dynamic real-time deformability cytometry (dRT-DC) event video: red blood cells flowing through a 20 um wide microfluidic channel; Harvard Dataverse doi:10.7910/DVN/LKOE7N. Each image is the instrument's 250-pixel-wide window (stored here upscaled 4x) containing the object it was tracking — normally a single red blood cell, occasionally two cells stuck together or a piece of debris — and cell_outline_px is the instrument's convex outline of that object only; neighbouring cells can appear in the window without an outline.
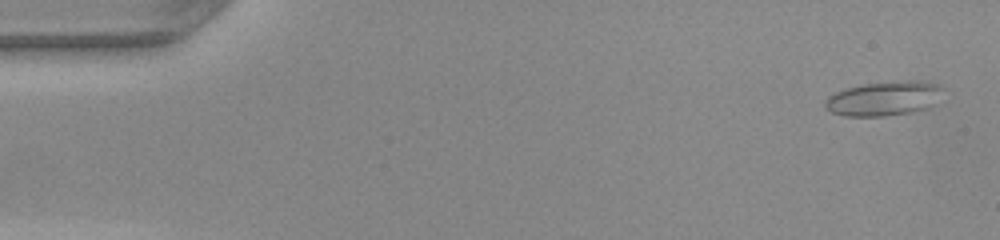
{"species": "common noctule bat (a hibernating species)", "species_latin": "Nyctalus noctula", "temperature_condition": "warm", "stored_images_in_passage": 49, "camera_frame_rate_fps": 3000, "um_per_image_px": 0.085, "animal": {"sex": "female", "body_mass_g": 22.0, "forearm_length_mm": 56.7}, "frame": {"image": 1, "passage_image": 2, "time_ms": 0.333, "image_size_px": [1000, 240], "cell_outline_px": [[944, 88], [936, 104], [928, 108], [912, 112], [884, 116], [844, 116], [832, 112], [824, 108], [824, 100], [828, 96], [836, 92], [848, 88], [864, 84], [900, 80], [920, 80], [940, 84]], "centroid_in_image_um": [75.18, 8.37], "position_along_channel_um": 9.8, "area_um2": 23.99}}
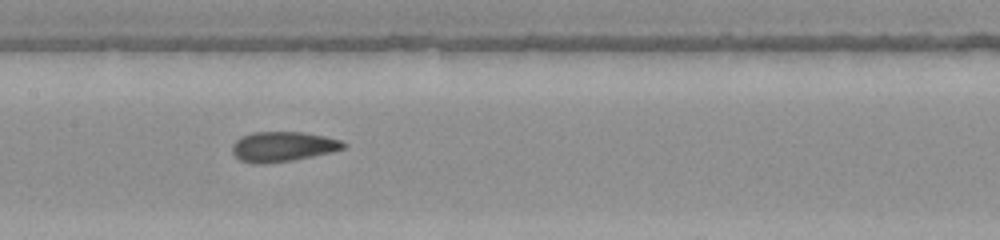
{"frame": {"image": 2, "passage_image": 24, "time_ms": 7.667, "image_size_px": [1000, 240], "cell_outline_px": [[348, 144], [344, 148], [332, 152], [292, 160], [264, 164], [256, 164], [240, 160], [232, 152], [232, 144], [240, 136], [252, 132], [300, 132], [324, 136], [340, 140]], "centroid_in_image_um": [24.02, 12.46], "position_along_channel_um": 183.4, "area_um2": 19.42}}
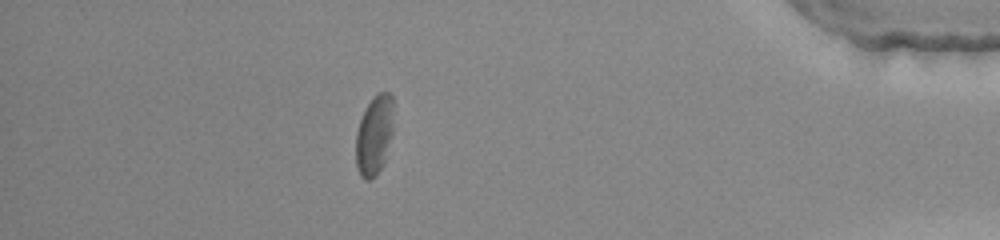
{"frame": {"image": 3, "passage_image": 43, "time_ms": 14.0, "image_size_px": [1000, 240], "cell_outline_px": [[392, 132], [384, 164], [376, 176], [372, 180], [364, 180], [360, 176], [356, 168], [356, 132], [360, 120], [372, 96], [376, 92], [388, 92], [392, 96]], "centroid_in_image_um": [31.8, 11.53], "position_along_channel_um": 403.4, "area_um2": 17.63}, "authors_computed_cell_mechanics": {"area_um2": 19.4208, "velocity_mm_per_s": 4.1822, "shape_relaxation_time_tau1_ms": 8.1088, "shape_relaxation_time_tau2_ms": 1.8961, "deformation_change_tau1": 0.1637, "deformation_change_tau2": 0.0877}}